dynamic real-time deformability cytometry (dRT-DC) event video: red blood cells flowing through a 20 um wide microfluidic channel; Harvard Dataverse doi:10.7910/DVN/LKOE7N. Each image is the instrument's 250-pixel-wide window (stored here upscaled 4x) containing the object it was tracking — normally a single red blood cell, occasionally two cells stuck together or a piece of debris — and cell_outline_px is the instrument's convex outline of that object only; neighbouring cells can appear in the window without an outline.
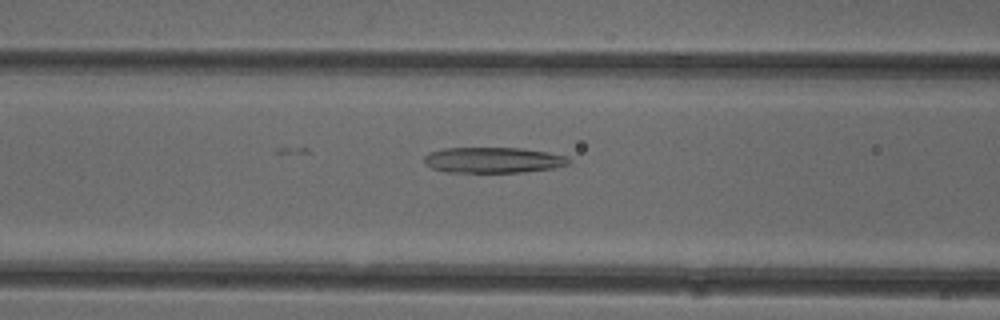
{"species": "common noctule bat (a hibernating species)", "species_latin": "Nyctalus noctula", "temperature_condition": "cold", "stored_images_in_passage": 35, "camera_frame_rate_fps": 3000, "um_per_image_px": 0.085, "animal": {"sex": "female"}, "frame": {"image": 1, "passage_image": 5, "time_ms": 1.333, "image_size_px": [1000, 320], "cell_outline_px": [[572, 160], [568, 164], [552, 168], [524, 172], [444, 172], [432, 168], [424, 164], [424, 156], [428, 152], [444, 148], [520, 148], [548, 152], [568, 156]], "centroid_in_image_um": [41.9, 13.6], "position_along_channel_um": 124.7, "area_um2": 21.79}}
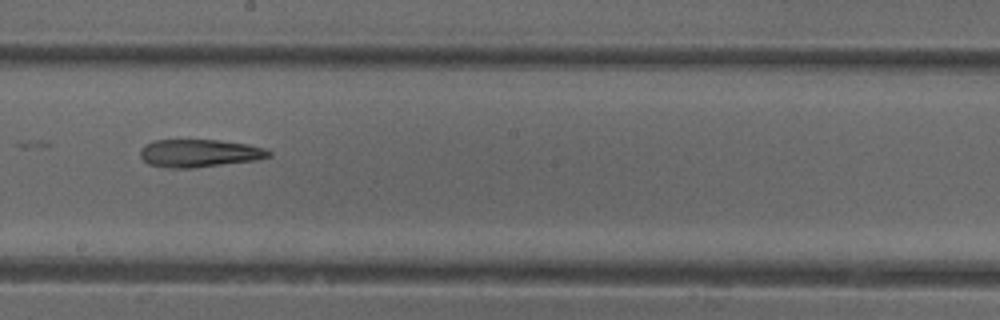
{"frame": {"image": 2, "passage_image": 13, "time_ms": 4.0, "image_size_px": [1000, 320], "cell_outline_px": [[272, 156], [256, 160], [192, 168], [168, 168], [148, 164], [140, 156], [140, 152], [144, 144], [152, 140], [220, 140], [248, 144], [264, 148], [272, 152]], "centroid_in_image_um": [16.94, 13.02], "position_along_channel_um": 231.3, "area_um2": 20.92}}
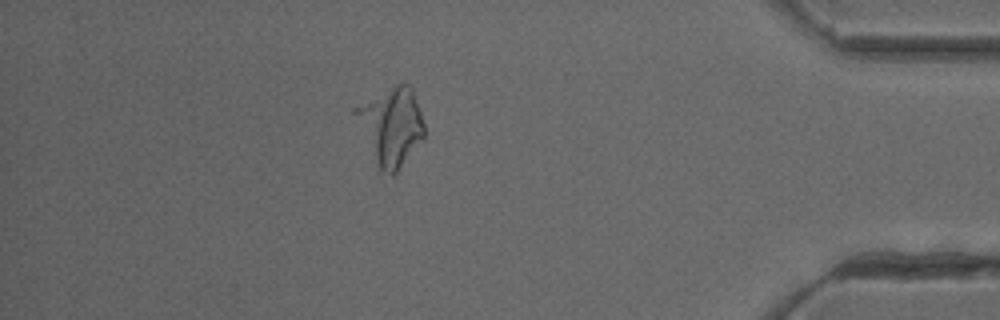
{"frame": {"image": 3, "passage_image": 29, "time_ms": 9.333, "image_size_px": [1000, 320], "cell_outline_px": [[424, 140], [396, 172], [392, 176], [380, 168], [376, 164], [352, 112], [352, 108], [396, 84], [408, 84], [412, 88], [424, 124]], "centroid_in_image_um": [33.24, 10.73], "position_along_channel_um": 402.0, "area_um2": 30.75}, "authors_computed_cell_mechanics": {"area_um2": 21.7906, "velocity_mm_per_s": 3.9921, "shape_relaxation_time_tau1_ms": null, "shape_relaxation_time_tau2_ms": 5.1195, "deformation_change_tau1": null, "deformation_change_tau2": 0.1528}}